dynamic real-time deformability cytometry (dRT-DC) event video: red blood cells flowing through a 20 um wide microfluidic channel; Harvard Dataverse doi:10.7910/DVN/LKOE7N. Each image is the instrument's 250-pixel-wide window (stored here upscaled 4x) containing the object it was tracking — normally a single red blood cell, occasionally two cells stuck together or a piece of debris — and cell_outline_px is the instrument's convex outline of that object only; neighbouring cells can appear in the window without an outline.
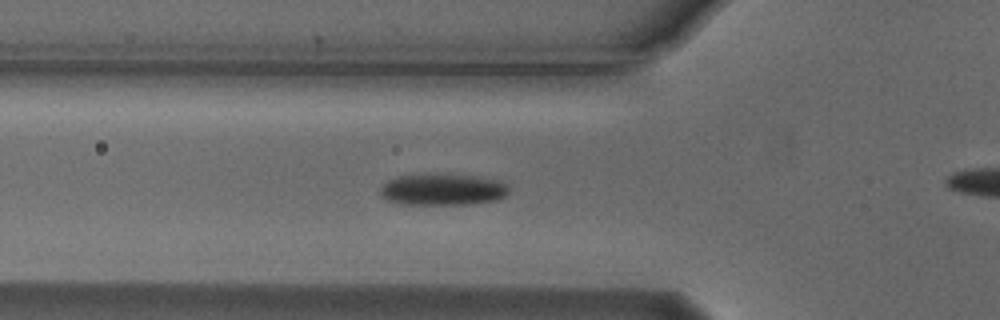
{"species": "Egyptian fruit bat (a non-hibernating species)", "species_latin": "Rousettus aegyptiacus", "temperature_condition": "cold", "stored_images_in_passage": 30, "camera_frame_rate_fps": 3000, "um_per_image_px": 0.085, "animal": {"sex": "male"}, "frame": {"image": 1, "passage_image": 2, "time_ms": 0.333, "image_size_px": [1000, 320], "cell_outline_px": [[508, 192], [504, 196], [496, 200], [472, 204], [400, 204], [384, 200], [380, 196], [380, 188], [388, 180], [396, 176], [472, 176], [500, 180], [508, 188]], "centroid_in_image_um": [37.58, 16.15], "position_along_channel_um": 88.2, "area_um2": 23.06}}
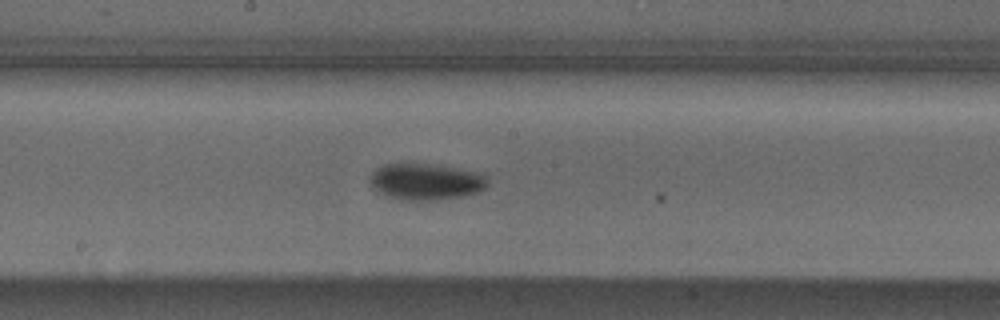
{"frame": {"image": 2, "passage_image": 12, "time_ms": 3.667, "image_size_px": [1000, 320], "cell_outline_px": [[488, 184], [480, 192], [440, 200], [400, 200], [384, 196], [372, 188], [368, 180], [372, 172], [376, 168], [384, 164], [408, 160], [484, 172], [488, 176]], "centroid_in_image_um": [36.17, 15.4], "position_along_channel_um": 212.0, "area_um2": 26.3}}
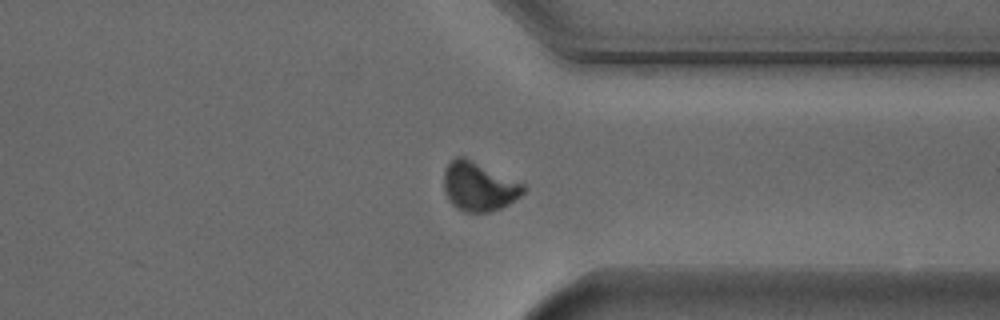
{"frame": {"image": 3, "passage_image": 25, "time_ms": 8.0, "image_size_px": [1000, 320], "cell_outline_px": [[528, 188], [520, 196], [508, 204], [500, 208], [488, 212], [464, 212], [456, 208], [448, 200], [444, 192], [444, 168], [456, 156], [464, 156], [524, 184]], "centroid_in_image_um": [40.68, 15.85], "position_along_channel_um": 370.7, "area_um2": 22.77}}